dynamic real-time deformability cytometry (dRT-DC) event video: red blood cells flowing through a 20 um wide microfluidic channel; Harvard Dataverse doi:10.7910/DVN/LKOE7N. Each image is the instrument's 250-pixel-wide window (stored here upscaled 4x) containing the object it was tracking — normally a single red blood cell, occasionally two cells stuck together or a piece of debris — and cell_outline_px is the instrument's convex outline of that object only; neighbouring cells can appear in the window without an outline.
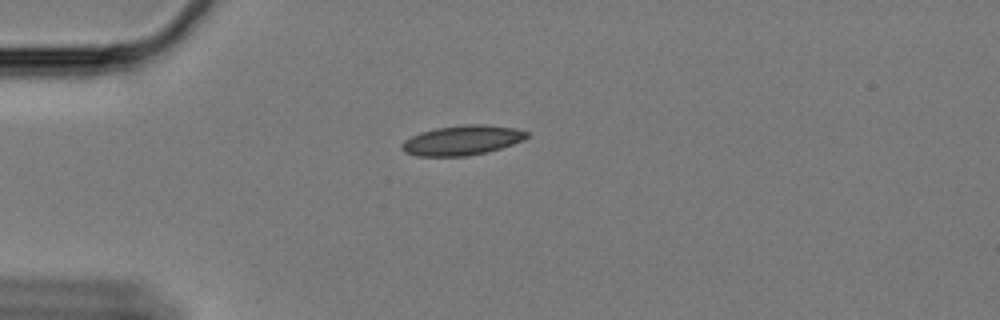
{"species": "Egyptian fruit bat (a non-hibernating species)", "species_latin": "Rousettus aegyptiacus", "temperature_condition": "cold", "stored_images_in_passage": 47, "camera_frame_rate_fps": 3000, "um_per_image_px": 0.085, "animal": {"sex": "female"}, "frame": {"image": 1, "passage_image": 2, "time_ms": 0.333, "image_size_px": [1000, 320], "cell_outline_px": [[528, 136], [524, 140], [488, 152], [464, 156], [416, 156], [404, 152], [400, 148], [400, 144], [404, 140], [420, 132], [436, 128], [464, 124], [484, 124], [516, 128], [528, 132]], "centroid_in_image_um": [39.26, 11.92], "position_along_channel_um": 45.7, "area_um2": 21.79}}
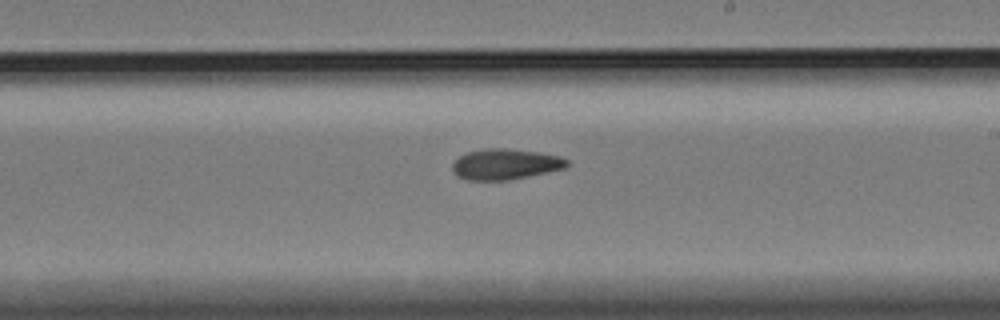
{"frame": {"image": 2, "passage_image": 22, "time_ms": 7.0, "image_size_px": [1000, 320], "cell_outline_px": [[568, 164], [564, 168], [528, 176], [508, 180], [468, 180], [456, 176], [452, 172], [452, 164], [460, 156], [468, 152], [484, 148], [504, 148], [536, 152], [560, 156], [568, 160]], "centroid_in_image_um": [42.91, 13.96], "position_along_channel_um": 246.1, "area_um2": 20.35}}
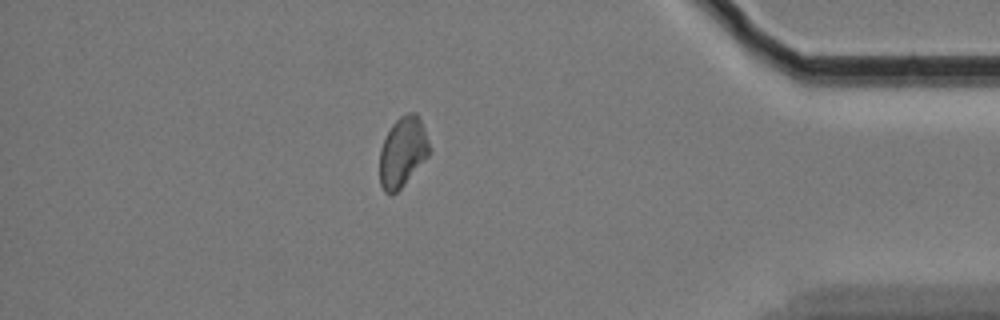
{"frame": {"image": 3, "passage_image": 39, "time_ms": 12.667, "image_size_px": [1000, 320], "cell_outline_px": [[432, 148], [428, 156], [404, 184], [392, 196], [384, 192], [380, 184], [380, 148], [392, 124], [400, 116], [408, 112], [416, 112], [424, 128]], "centroid_in_image_um": [34.23, 12.92], "position_along_channel_um": 401.0, "area_um2": 20.29}, "authors_computed_cell_mechanics": {"area_um2": 20.519, "velocity_mm_per_s": 3.3145, "shape_relaxation_time_tau1_ms": null, "shape_relaxation_time_tau2_ms": 6.8009, "deformation_change_tau1": null, "deformation_change_tau2": 0.104}}